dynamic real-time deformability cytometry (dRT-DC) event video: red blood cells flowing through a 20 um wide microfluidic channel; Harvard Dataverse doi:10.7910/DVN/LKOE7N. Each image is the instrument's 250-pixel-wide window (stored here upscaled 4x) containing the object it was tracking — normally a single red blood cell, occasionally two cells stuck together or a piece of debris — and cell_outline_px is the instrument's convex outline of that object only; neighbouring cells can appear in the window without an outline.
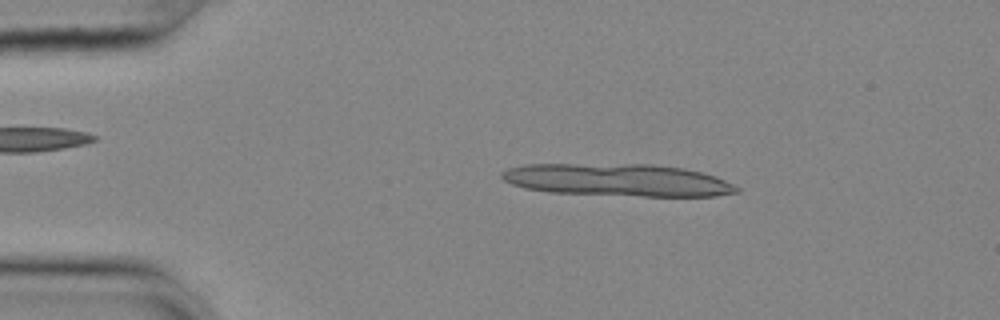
{"species": "common noctule bat (a hibernating species)", "species_latin": "Nyctalus noctula", "temperature_condition": "cold", "stored_images_in_passage": 14, "camera_frame_rate_fps": 3000, "um_per_image_px": 0.085, "animal": {"sex": "female", "body_mass_g": 25.1}, "frame": {"image": 1, "passage_image": 8, "time_ms": 2.333, "image_size_px": [1000, 320], "cell_outline_px": [[740, 192], [716, 196], [644, 196], [548, 192], [524, 188], [512, 184], [504, 180], [500, 176], [500, 172], [508, 168], [524, 164], [652, 164], [684, 168], [716, 176], [740, 188]], "centroid_in_image_um": [52.49, 15.3], "position_along_channel_um": 32.5, "area_um2": 44.51}}